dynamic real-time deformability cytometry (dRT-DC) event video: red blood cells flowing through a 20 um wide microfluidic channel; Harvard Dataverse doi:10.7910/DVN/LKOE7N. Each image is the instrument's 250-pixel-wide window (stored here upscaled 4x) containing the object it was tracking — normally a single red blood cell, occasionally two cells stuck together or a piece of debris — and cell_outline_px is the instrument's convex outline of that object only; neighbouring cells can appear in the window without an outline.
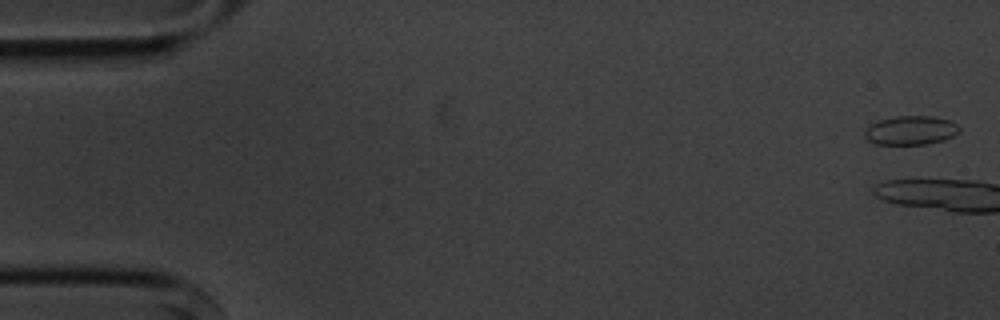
{"species": "common noctule bat (a hibernating species)", "species_latin": "Nyctalus noctula", "temperature_condition": "cold", "stored_images_in_passage": 6, "camera_frame_rate_fps": 3000, "um_per_image_px": 0.085, "animal": {"sex": "male", "body_mass_g": 20.1, "forearm_length_mm": 53.5}, "frame": {"image": 1, "passage_image": 1, "time_ms": 0.0, "image_size_px": [1000, 320], "cell_outline_px": [[960, 132], [944, 140], [928, 144], [876, 144], [868, 140], [864, 136], [864, 132], [872, 124], [880, 120], [896, 116], [932, 116], [948, 120], [956, 124], [960, 128]], "centroid_in_image_um": [77.43, 11.08], "position_along_channel_um": 7.6, "area_um2": 15.84}}